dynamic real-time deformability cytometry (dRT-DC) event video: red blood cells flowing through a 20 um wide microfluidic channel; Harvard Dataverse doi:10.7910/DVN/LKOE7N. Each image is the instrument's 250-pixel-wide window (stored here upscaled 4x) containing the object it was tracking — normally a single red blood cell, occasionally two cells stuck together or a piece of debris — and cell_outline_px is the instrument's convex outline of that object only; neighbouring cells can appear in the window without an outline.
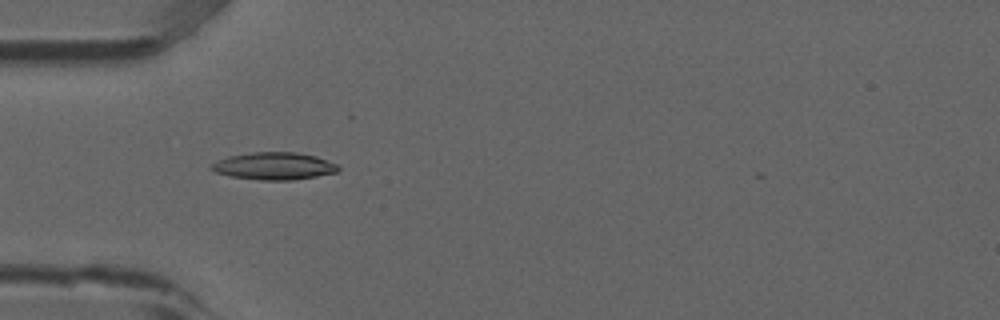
{"species": "common noctule bat (a hibernating species)", "species_latin": "Nyctalus noctula", "temperature_condition": "room temperature", "stored_images_in_passage": 5, "camera_frame_rate_fps": 3000, "um_per_image_px": 0.085, "animal": {"sex": "male", "forearm_length_mm": 52.5}, "frame": {"image": 1, "passage_image": 4, "time_ms": 1.0, "image_size_px": [1000, 320], "cell_outline_px": [[340, 168], [336, 172], [316, 176], [292, 180], [260, 180], [232, 176], [216, 172], [208, 168], [212, 164], [228, 156], [252, 152], [296, 152], [316, 156], [336, 164]], "centroid_in_image_um": [23.29, 14.11], "position_along_channel_um": 61.7, "area_um2": 20.0}}
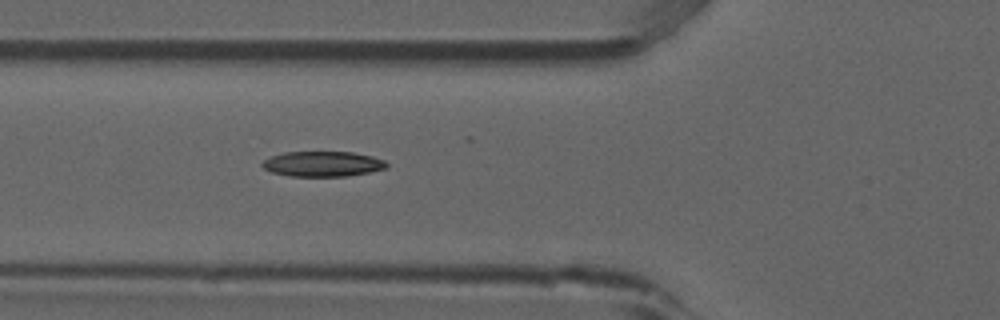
{"frame": {"image": 2, "passage_image": 5, "time_ms": 1.333, "image_size_px": [1000, 320], "cell_outline_px": [[388, 168], [348, 176], [288, 176], [272, 172], [264, 168], [260, 164], [264, 160], [272, 156], [284, 152], [352, 152], [372, 156], [384, 160], [388, 164]], "centroid_in_image_um": [27.43, 13.93], "position_along_channel_um": 98.4, "area_um2": 18.26}}